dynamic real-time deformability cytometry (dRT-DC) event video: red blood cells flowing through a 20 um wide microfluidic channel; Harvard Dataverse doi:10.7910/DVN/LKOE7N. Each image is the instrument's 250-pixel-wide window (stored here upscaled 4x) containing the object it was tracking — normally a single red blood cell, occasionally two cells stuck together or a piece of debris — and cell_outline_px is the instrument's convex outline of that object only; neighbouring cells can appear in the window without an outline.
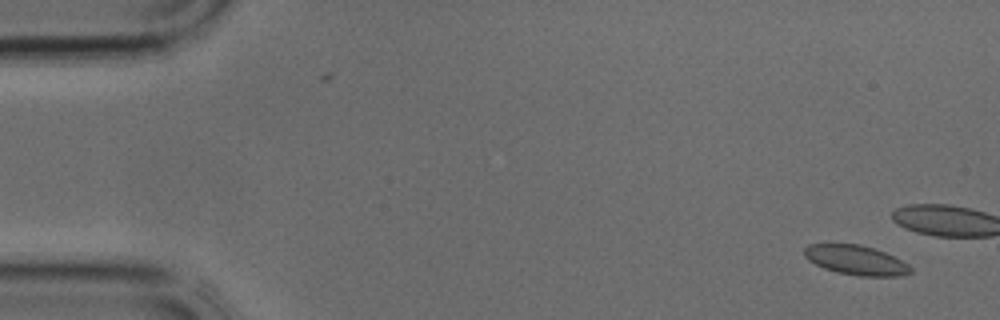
{"species": "common noctule bat (a hibernating species)", "species_latin": "Nyctalus noctula", "temperature_condition": "cold", "stored_images_in_passage": 13, "camera_frame_rate_fps": 3000, "um_per_image_px": 0.085, "animal": {"sex": "male", "body_mass_g": 17.9, "forearm_length_mm": 54.2}, "frame": {"image": 1, "passage_image": 3, "time_ms": 0.667, "image_size_px": [1000, 320], "cell_outline_px": [[912, 272], [900, 276], [860, 276], [836, 272], [824, 268], [808, 260], [804, 256], [804, 248], [808, 244], [860, 244], [884, 252], [908, 264], [912, 268]], "centroid_in_image_um": [72.74, 22.11], "position_along_channel_um": 12.3, "area_um2": 18.21}}